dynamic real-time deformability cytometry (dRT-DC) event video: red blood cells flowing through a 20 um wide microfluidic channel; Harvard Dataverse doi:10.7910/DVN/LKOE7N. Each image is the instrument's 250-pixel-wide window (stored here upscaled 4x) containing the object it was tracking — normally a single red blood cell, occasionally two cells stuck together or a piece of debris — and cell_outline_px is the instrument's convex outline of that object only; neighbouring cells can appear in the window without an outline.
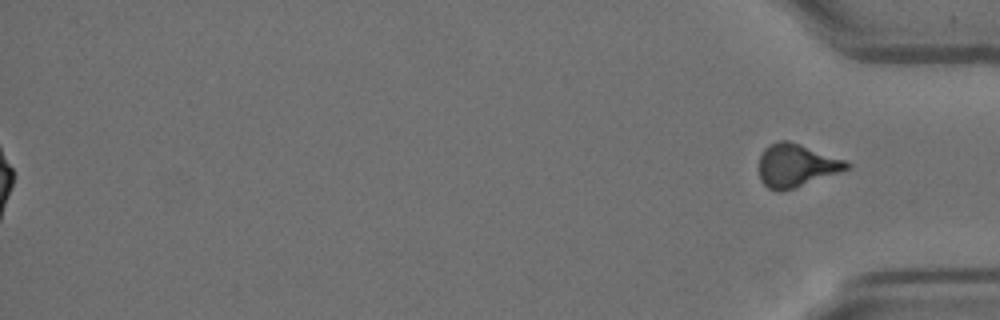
{"species": "Egyptian fruit bat (a non-hibernating species)", "species_latin": "Rousettus aegyptiacus", "temperature_condition": "room temperature", "stored_images_in_passage": 58, "segment_of_instrument_passage": [2, 2], "camera_frame_rate_fps": 3000, "um_per_image_px": 0.085, "animal": {"sex": "female"}, "frame": {"image": 1, "passage_image": 58, "time_ms": 19.0, "image_size_px": [1000, 320], "cell_outline_px": [[852, 168], [780, 192], [776, 192], [768, 188], [760, 180], [760, 156], [764, 148], [768, 144], [776, 140], [788, 140], [848, 160], [852, 164]], "centroid_in_image_um": [67.7, 14.04], "position_along_channel_um": 367.5, "area_um2": 22.14}}